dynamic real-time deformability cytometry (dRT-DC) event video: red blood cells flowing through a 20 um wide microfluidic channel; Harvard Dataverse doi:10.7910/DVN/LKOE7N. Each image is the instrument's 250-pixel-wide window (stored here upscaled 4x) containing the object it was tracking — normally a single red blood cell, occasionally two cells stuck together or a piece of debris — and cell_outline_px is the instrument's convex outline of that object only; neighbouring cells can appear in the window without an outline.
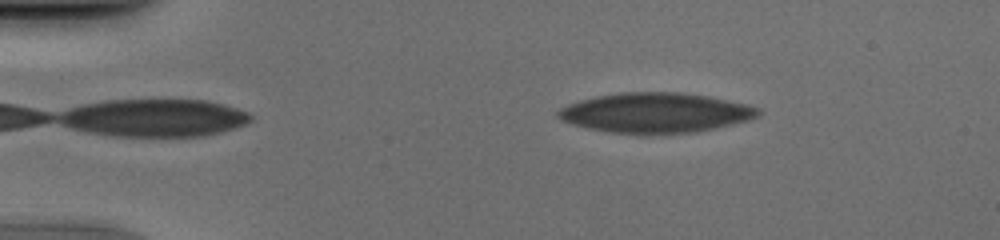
{"species": "human", "species_latin": "Homo sapiens", "temperature_condition": "cold", "stored_images_in_passage": 44, "camera_frame_rate_fps": 3000, "um_per_image_px": 0.085, "donor": {"sex": "male"}, "frame": {"image": 1, "passage_image": 2, "time_ms": 0.333, "image_size_px": [1000, 240], "cell_outline_px": [[760, 116], [748, 120], [732, 124], [692, 132], [612, 132], [588, 128], [572, 124], [556, 116], [556, 112], [560, 108], [568, 104], [580, 100], [596, 96], [624, 92], [680, 92], [708, 96], [744, 104], [760, 108]], "centroid_in_image_um": [55.71, 9.56], "position_along_channel_um": 29.3, "area_um2": 45.6}}
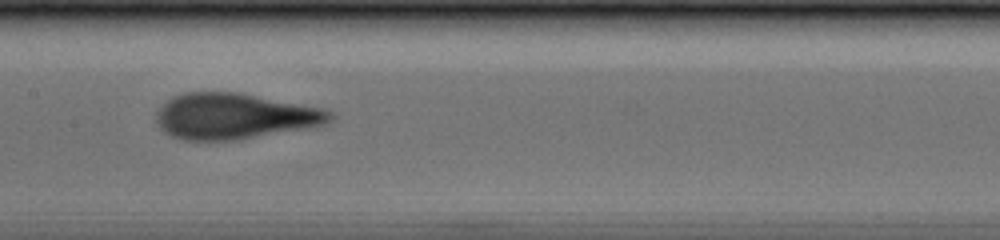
{"frame": {"image": 2, "passage_image": 19, "time_ms": 6.0, "image_size_px": [1000, 240], "cell_outline_px": [[332, 120], [324, 124], [308, 128], [240, 140], [184, 140], [172, 136], [164, 132], [160, 128], [156, 120], [156, 112], [172, 96], [184, 92], [236, 92], [320, 108], [332, 112]], "centroid_in_image_um": [19.89, 9.89], "position_along_channel_um": 187.5, "area_um2": 46.18}}
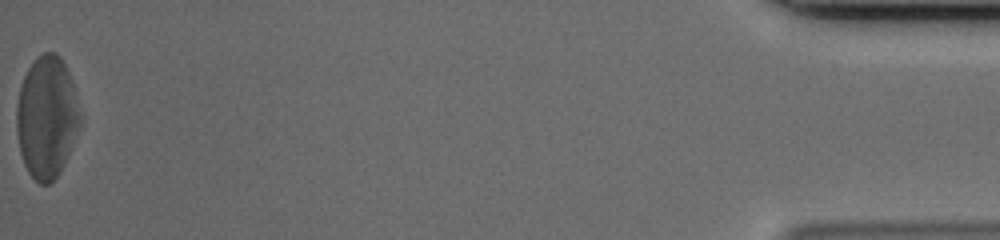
{"frame": {"image": 3, "passage_image": 44, "time_ms": 14.333, "image_size_px": [1000, 240], "cell_outline_px": [[80, 124], [64, 164], [56, 176], [48, 184], [40, 184], [28, 172], [24, 164], [20, 152], [16, 132], [16, 104], [20, 88], [24, 76], [28, 68], [36, 56], [44, 52], [56, 52], [60, 56], [68, 72], [72, 84], [80, 116]], "centroid_in_image_um": [3.93, 9.94], "position_along_channel_um": 431.3, "area_um2": 44.74}}